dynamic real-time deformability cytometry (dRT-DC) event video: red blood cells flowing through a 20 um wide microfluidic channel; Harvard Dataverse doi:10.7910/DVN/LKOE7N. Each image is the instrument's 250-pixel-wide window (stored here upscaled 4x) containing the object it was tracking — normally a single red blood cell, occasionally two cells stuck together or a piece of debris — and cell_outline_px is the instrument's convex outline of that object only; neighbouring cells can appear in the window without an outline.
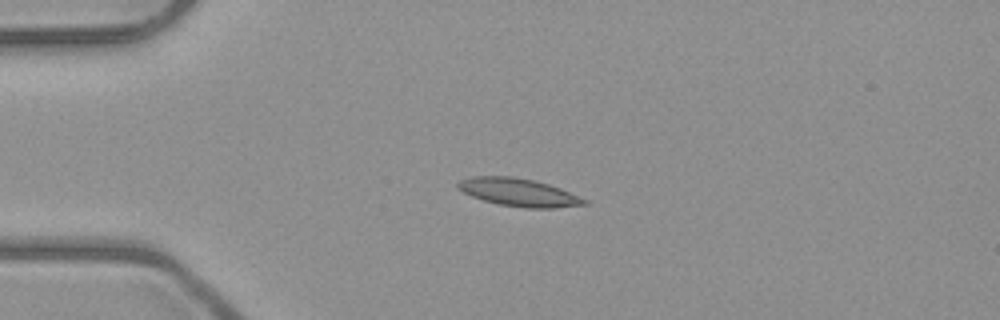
{"species": "common noctule bat (a hibernating species)", "species_latin": "Nyctalus noctula", "temperature_condition": "room temperature", "stored_images_in_passage": 5, "camera_frame_rate_fps": 3000, "um_per_image_px": 0.085, "animal": {"sex": "male", "body_mass_g": 23.1, "forearm_length_mm": 52.7}, "frame": {"image": 1, "passage_image": 1, "time_ms": 0.0, "image_size_px": [1000, 320], "cell_outline_px": [[588, 204], [556, 208], [524, 208], [496, 204], [472, 196], [456, 188], [456, 184], [460, 180], [472, 176], [512, 176], [532, 180], [548, 184], [560, 188], [588, 200]], "centroid_in_image_um": [44.08, 16.35], "position_along_channel_um": 40.9, "area_um2": 20.58}}
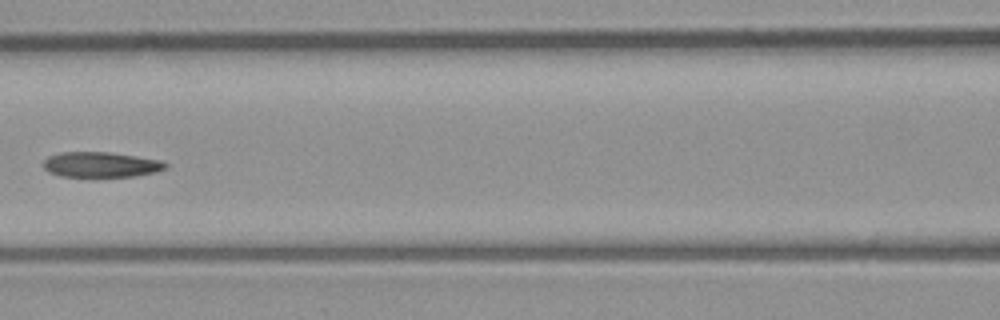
{"frame": {"image": 2, "passage_image": 4, "time_ms": 3.667, "image_size_px": [1000, 320], "cell_outline_px": [[168, 168], [156, 172], [136, 176], [60, 176], [48, 172], [40, 164], [48, 156], [60, 152], [108, 152], [136, 156], [160, 160], [168, 164]], "centroid_in_image_um": [8.56, 13.99], "position_along_channel_um": 158.0, "area_um2": 18.09}}
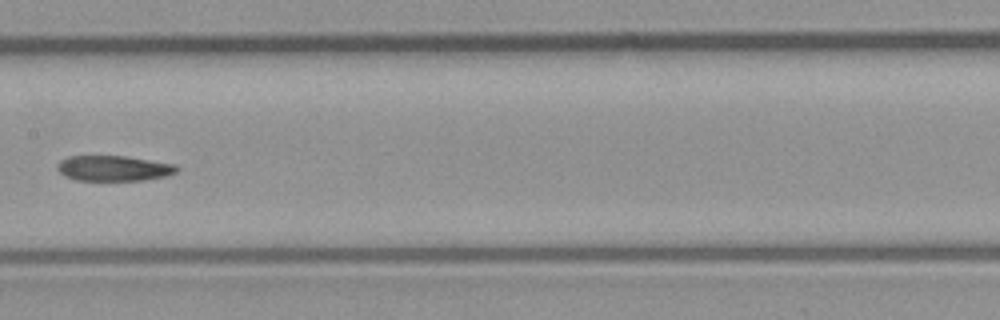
{"frame": {"image": 3, "passage_image": 5, "time_ms": 4.667, "image_size_px": [1000, 320], "cell_outline_px": [[180, 168], [176, 172], [164, 176], [144, 180], [76, 180], [64, 176], [56, 168], [56, 164], [60, 160], [68, 156], [124, 156], [176, 164]], "centroid_in_image_um": [9.64, 14.3], "position_along_channel_um": 197.8, "area_um2": 17.69}}